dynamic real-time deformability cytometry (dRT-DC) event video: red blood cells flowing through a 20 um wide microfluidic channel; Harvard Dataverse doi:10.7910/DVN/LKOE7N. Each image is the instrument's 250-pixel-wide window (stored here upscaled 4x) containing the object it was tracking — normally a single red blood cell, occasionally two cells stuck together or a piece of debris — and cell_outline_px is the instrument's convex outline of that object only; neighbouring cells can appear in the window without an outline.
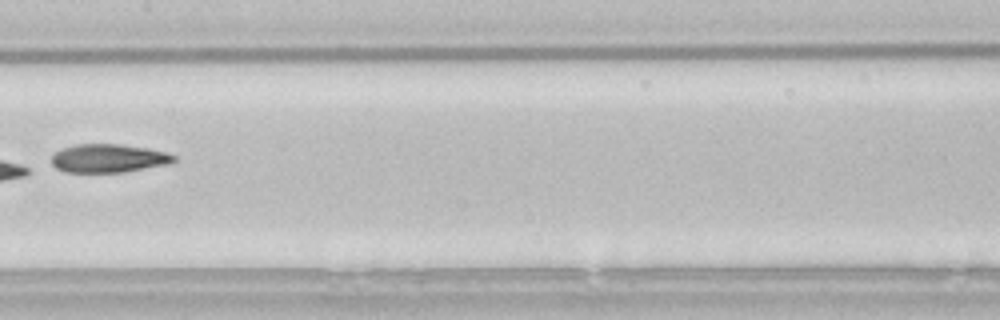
{"species": "common noctule bat (a hibernating species)", "species_latin": "Nyctalus noctula", "temperature_condition": "room temperature", "stored_images_in_passage": 5, "camera_frame_rate_fps": 3000, "um_per_image_px": 0.085, "animal": {"sex": "male", "body_mass_g": 21.5, "forearm_length_mm": 52.0}, "frame": {"image": 1, "passage_image": 5, "time_ms": 1.333, "image_size_px": [1000, 320], "cell_outline_px": [[176, 160], [168, 164], [124, 172], [64, 172], [56, 168], [52, 164], [52, 156], [60, 148], [76, 144], [120, 144], [148, 148], [168, 152], [176, 156]], "centroid_in_image_um": [9.23, 13.45], "position_along_channel_um": 198.2, "area_um2": 20.4}}